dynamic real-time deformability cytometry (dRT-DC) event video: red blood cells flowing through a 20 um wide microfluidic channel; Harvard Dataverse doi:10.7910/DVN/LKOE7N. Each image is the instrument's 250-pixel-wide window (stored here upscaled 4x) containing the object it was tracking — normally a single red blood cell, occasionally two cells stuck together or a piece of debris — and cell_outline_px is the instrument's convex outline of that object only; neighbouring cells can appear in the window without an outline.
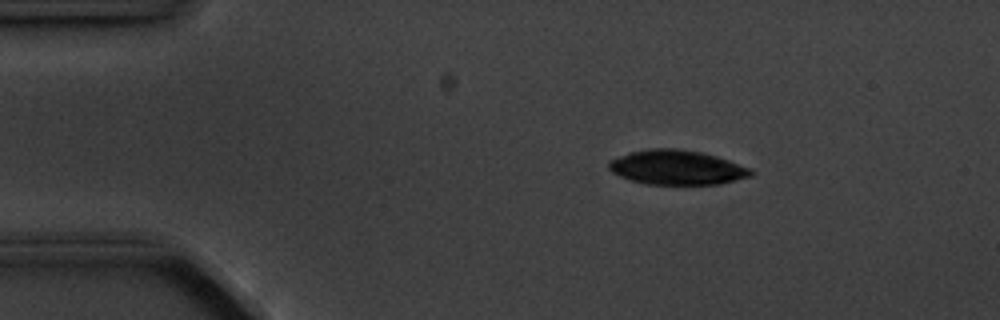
{"species": "common noctule bat (a hibernating species)", "species_latin": "Nyctalus noctula", "temperature_condition": "cold", "stored_images_in_passage": 4, "camera_frame_rate_fps": 3000, "um_per_image_px": 0.085, "animal": {"sex": "male", "body_mass_g": 20.1, "forearm_length_mm": 53.5}, "frame": {"image": 1, "passage_image": 2, "time_ms": 2.0, "image_size_px": [1000, 320], "cell_outline_px": [[752, 176], [720, 184], [644, 184], [620, 176], [612, 172], [608, 168], [608, 160], [628, 152], [648, 148], [676, 148], [700, 152], [716, 156], [728, 160], [748, 168], [752, 172]], "centroid_in_image_um": [57.47, 14.22], "position_along_channel_um": 27.5, "area_um2": 28.55}}
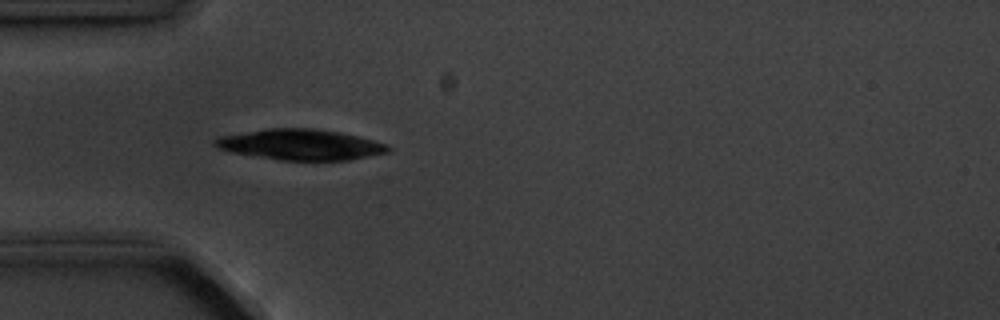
{"frame": {"image": 2, "passage_image": 4, "time_ms": 4.333, "image_size_px": [1000, 320], "cell_outline_px": [[392, 148], [388, 152], [348, 160], [280, 160], [232, 152], [216, 148], [212, 144], [212, 140], [220, 136], [268, 128], [312, 128], [340, 132], [388, 144]], "centroid_in_image_um": [25.52, 12.29], "position_along_channel_um": 59.5, "area_um2": 30.87}}